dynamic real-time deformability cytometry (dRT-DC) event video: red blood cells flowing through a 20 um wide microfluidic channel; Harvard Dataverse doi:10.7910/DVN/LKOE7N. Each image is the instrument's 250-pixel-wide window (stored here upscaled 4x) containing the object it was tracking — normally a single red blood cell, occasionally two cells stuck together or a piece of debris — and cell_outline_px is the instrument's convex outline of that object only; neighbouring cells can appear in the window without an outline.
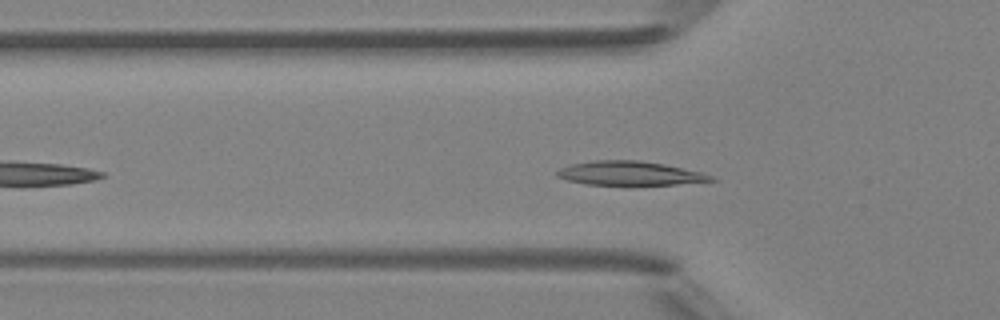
{"species": "Egyptian fruit bat (a non-hibernating species)", "species_latin": "Rousettus aegyptiacus", "temperature_condition": "room temperature", "stored_images_in_passage": 37, "camera_frame_rate_fps": 3000, "um_per_image_px": 0.085, "animal": {"sex": "female"}, "frame": {"image": 1, "passage_image": 7, "time_ms": 2.0, "image_size_px": [1000, 320], "cell_outline_px": [[716, 180], [676, 184], [584, 184], [568, 180], [556, 176], [556, 172], [560, 168], [572, 164], [592, 160], [640, 160], [664, 164], [700, 172], [712, 176]], "centroid_in_image_um": [53.48, 14.72], "position_along_channel_um": 72.3, "area_um2": 21.15}}
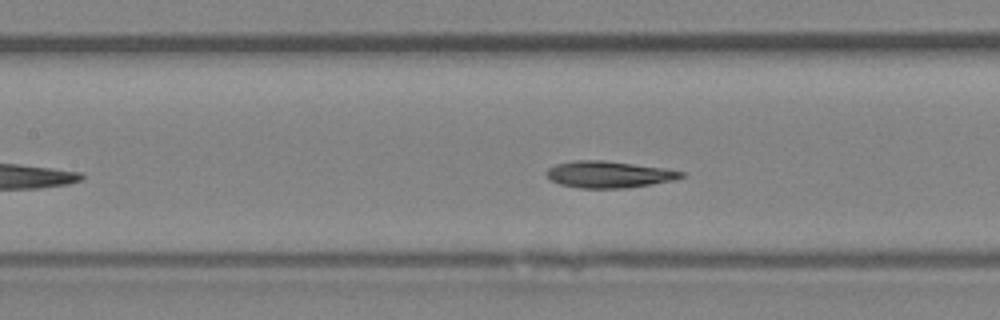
{"frame": {"image": 2, "passage_image": 13, "time_ms": 4.0, "image_size_px": [1000, 320], "cell_outline_px": [[684, 176], [676, 180], [628, 188], [580, 188], [560, 184], [552, 180], [544, 172], [548, 168], [556, 164], [576, 160], [604, 160], [664, 168], [684, 172]], "centroid_in_image_um": [51.76, 14.83], "position_along_channel_um": 155.6, "area_um2": 20.92}}
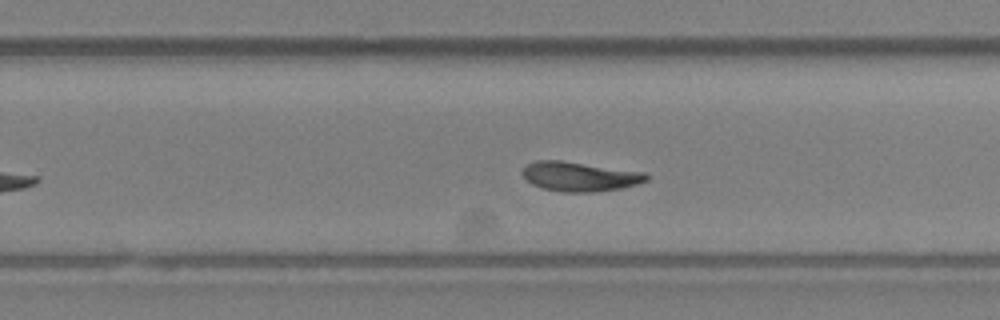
{"frame": {"image": 3, "passage_image": 22, "time_ms": 7.0, "image_size_px": [1000, 320], "cell_outline_px": [[648, 180], [636, 184], [620, 188], [592, 192], [564, 192], [540, 188], [532, 184], [524, 176], [524, 168], [528, 164], [536, 160], [560, 160], [644, 172], [648, 176]], "centroid_in_image_um": [49.27, 15.0], "position_along_channel_um": 280.5, "area_um2": 20.98}, "authors_computed_cell_mechanics": {"area_um2": 20.9236, "velocity_mm_per_s": 4.1706, "shape_relaxation_time_tau1_ms": 3.9344, "shape_relaxation_time_tau2_ms": 6.6427, "deformation_change_tau1": 0.1411, "deformation_change_tau2": 0.0769}}